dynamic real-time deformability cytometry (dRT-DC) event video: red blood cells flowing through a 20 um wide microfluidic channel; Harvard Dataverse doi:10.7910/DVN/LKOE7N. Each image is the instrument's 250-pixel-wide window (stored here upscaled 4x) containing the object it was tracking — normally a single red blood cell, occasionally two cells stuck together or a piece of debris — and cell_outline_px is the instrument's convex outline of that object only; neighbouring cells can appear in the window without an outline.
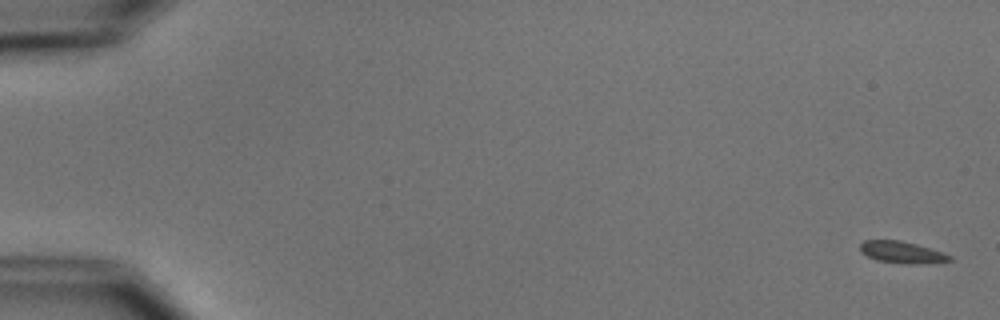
{"species": "common noctule bat (a hibernating species)", "species_latin": "Nyctalus noctula", "temperature_condition": "cold", "stored_images_in_passage": 11, "camera_frame_rate_fps": 3000, "um_per_image_px": 0.085, "animal": {"sex": "male", "body_mass_g": 15.6}, "frame": {"image": 1, "passage_image": 1, "time_ms": 0.0, "image_size_px": [1000, 320], "cell_outline_px": [[952, 260], [916, 264], [912, 264], [876, 260], [860, 252], [860, 244], [864, 240], [900, 240], [916, 244], [944, 252], [952, 256]], "centroid_in_image_um": [76.65, 21.43], "position_along_channel_um": 8.3, "area_um2": 11.27}}
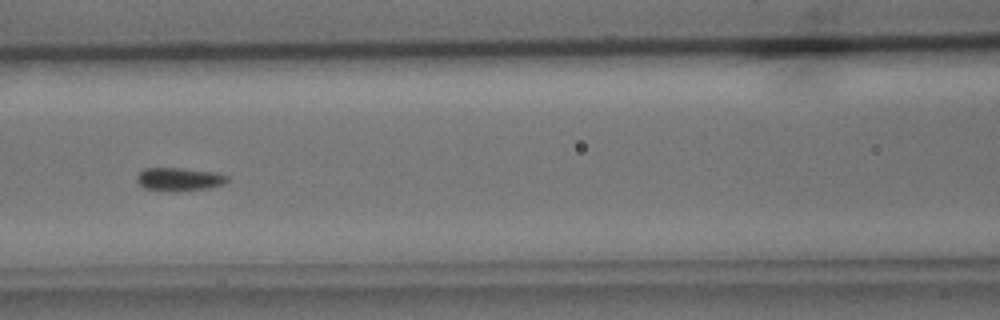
{"frame": {"image": 2, "passage_image": 7, "time_ms": 8.0, "image_size_px": [1000, 320], "cell_outline_px": [[228, 180], [224, 184], [208, 188], [176, 192], [168, 192], [144, 188], [136, 180], [136, 176], [144, 168], [180, 168], [216, 172], [228, 176]], "centroid_in_image_um": [15.22, 15.25], "position_along_channel_um": 151.4, "area_um2": 12.43}}
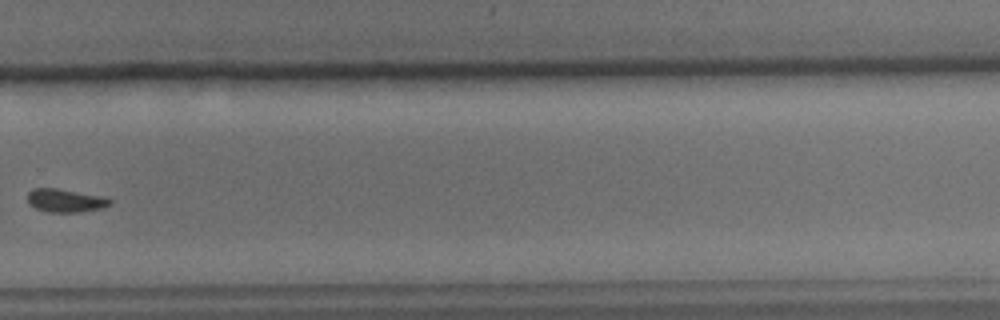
{"frame": {"image": 3, "passage_image": 11, "time_ms": 12.667, "image_size_px": [1000, 320], "cell_outline_px": [[112, 204], [104, 208], [80, 212], [48, 212], [36, 208], [28, 204], [28, 192], [32, 188], [56, 188], [104, 196], [112, 200]], "centroid_in_image_um": [5.59, 17.04], "position_along_channel_um": 324.2, "area_um2": 11.33}}